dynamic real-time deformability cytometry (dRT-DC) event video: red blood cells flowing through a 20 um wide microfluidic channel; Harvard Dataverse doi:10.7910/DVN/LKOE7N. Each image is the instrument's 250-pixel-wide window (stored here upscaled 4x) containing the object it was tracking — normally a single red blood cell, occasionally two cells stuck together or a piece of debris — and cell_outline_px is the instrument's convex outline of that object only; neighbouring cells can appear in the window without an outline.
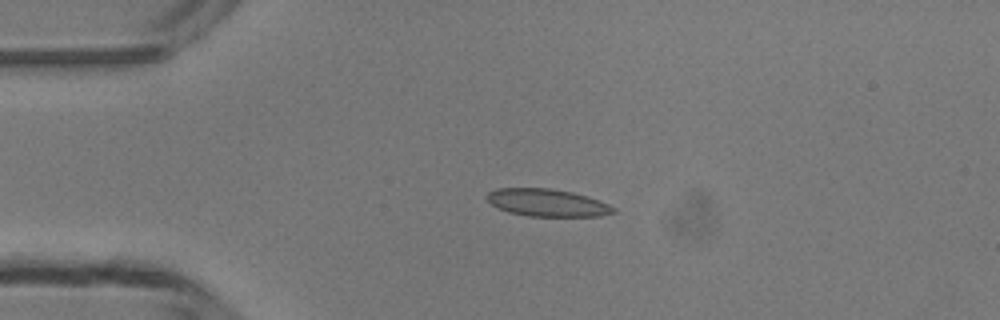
{"species": "common noctule bat (a hibernating species)", "species_latin": "Nyctalus noctula", "temperature_condition": "room temperature", "stored_images_in_passage": 15, "camera_frame_rate_fps": 3000, "um_per_image_px": 0.085, "animal": {"sex": "male", "body_mass_g": 13.3}, "frame": {"image": 1, "passage_image": 1, "time_ms": 0.0, "image_size_px": [1000, 320], "cell_outline_px": [[616, 212], [600, 216], [528, 216], [508, 212], [492, 204], [484, 196], [488, 192], [496, 188], [548, 188], [572, 192], [588, 196], [608, 204], [616, 208]], "centroid_in_image_um": [46.51, 17.22], "position_along_channel_um": 38.5, "area_um2": 20.23}}